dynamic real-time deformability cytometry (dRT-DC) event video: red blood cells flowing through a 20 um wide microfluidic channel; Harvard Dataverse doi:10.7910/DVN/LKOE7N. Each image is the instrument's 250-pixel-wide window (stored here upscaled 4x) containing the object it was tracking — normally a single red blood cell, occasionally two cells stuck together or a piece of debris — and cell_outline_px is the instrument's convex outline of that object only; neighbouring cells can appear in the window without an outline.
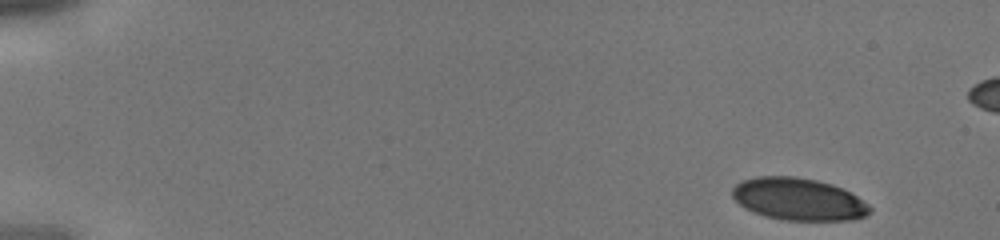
{"species": "human", "species_latin": "Homo sapiens", "temperature_condition": "cold", "stored_images_in_passage": 19, "segment_of_instrument_passage": [1, 2], "camera_frame_rate_fps": 3000, "um_per_image_px": 0.085, "donor": {"sex": "male"}, "frame": {"image": 1, "passage_image": 1, "time_ms": 0.0, "image_size_px": [1000, 240], "cell_outline_px": [[872, 212], [864, 216], [852, 220], [784, 220], [764, 216], [744, 208], [732, 196], [732, 188], [736, 184], [744, 180], [756, 176], [792, 176], [816, 180], [832, 184], [856, 196], [868, 204], [872, 208]], "centroid_in_image_um": [67.86, 16.93], "position_along_channel_um": 17.1, "area_um2": 33.76}}
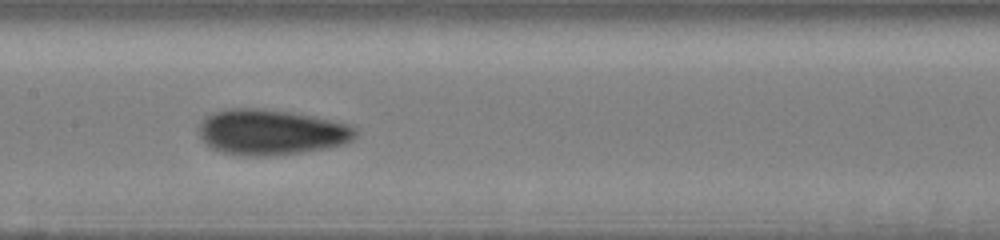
{"frame": {"image": 2, "passage_image": 9, "time_ms": 2.667, "image_size_px": [1000, 240], "cell_outline_px": [[356, 136], [352, 140], [344, 144], [328, 148], [300, 152], [264, 156], [240, 156], [220, 152], [204, 144], [200, 140], [200, 120], [204, 116], [212, 112], [232, 108], [260, 108], [288, 112], [312, 116], [352, 124], [356, 128]], "centroid_in_image_um": [23.02, 11.24], "position_along_channel_um": 184.4, "area_um2": 41.91}}
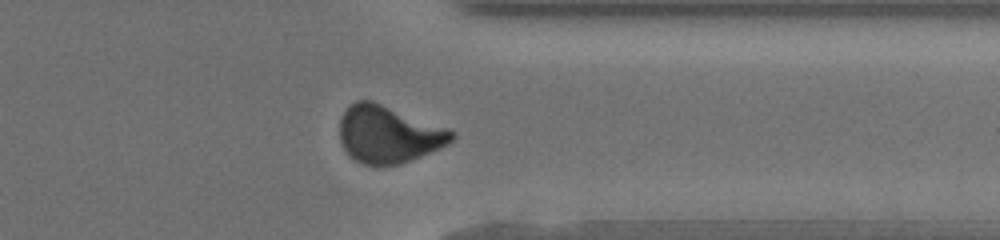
{"frame": {"image": 3, "passage_image": 15, "time_ms": 4.667, "image_size_px": [1000, 240], "cell_outline_px": [[456, 136], [448, 144], [440, 148], [412, 160], [400, 164], [376, 168], [364, 164], [348, 156], [340, 140], [340, 120], [344, 112], [356, 100], [372, 100], [448, 128], [456, 132]], "centroid_in_image_um": [33.03, 11.45], "position_along_channel_um": 378.4, "area_um2": 37.74}}